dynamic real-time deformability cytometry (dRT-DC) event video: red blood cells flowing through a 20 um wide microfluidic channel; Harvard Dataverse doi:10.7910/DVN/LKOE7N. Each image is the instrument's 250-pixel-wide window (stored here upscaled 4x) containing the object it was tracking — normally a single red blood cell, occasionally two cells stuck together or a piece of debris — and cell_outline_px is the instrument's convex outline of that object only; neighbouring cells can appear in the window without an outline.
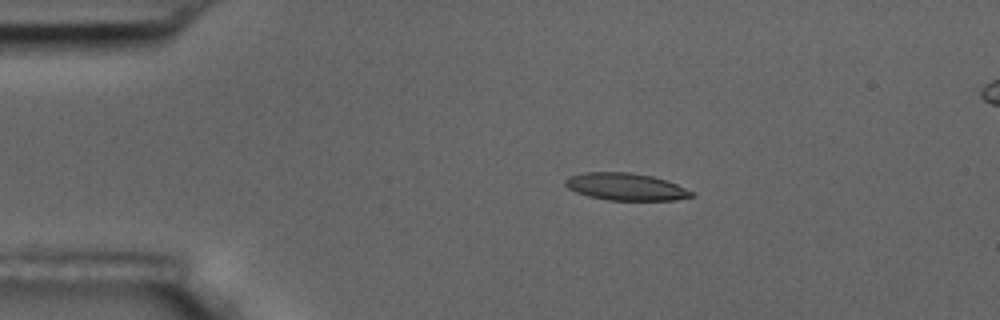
{"species": "common noctule bat (a hibernating species)", "species_latin": "Nyctalus noctula", "temperature_condition": "room temperature", "stored_images_in_passage": 7, "camera_frame_rate_fps": 3000, "um_per_image_px": 0.085, "animal": {"sex": "male", "body_mass_g": 17.5, "forearm_length_mm": 52.3}, "frame": {"image": 1, "passage_image": 3, "time_ms": 2.333, "image_size_px": [1000, 320], "cell_outline_px": [[696, 196], [676, 200], [608, 200], [588, 196], [576, 192], [568, 188], [564, 184], [564, 180], [568, 176], [584, 172], [632, 172], [652, 176], [668, 180], [696, 192]], "centroid_in_image_um": [53.23, 15.87], "position_along_channel_um": 31.8, "area_um2": 20.4}}